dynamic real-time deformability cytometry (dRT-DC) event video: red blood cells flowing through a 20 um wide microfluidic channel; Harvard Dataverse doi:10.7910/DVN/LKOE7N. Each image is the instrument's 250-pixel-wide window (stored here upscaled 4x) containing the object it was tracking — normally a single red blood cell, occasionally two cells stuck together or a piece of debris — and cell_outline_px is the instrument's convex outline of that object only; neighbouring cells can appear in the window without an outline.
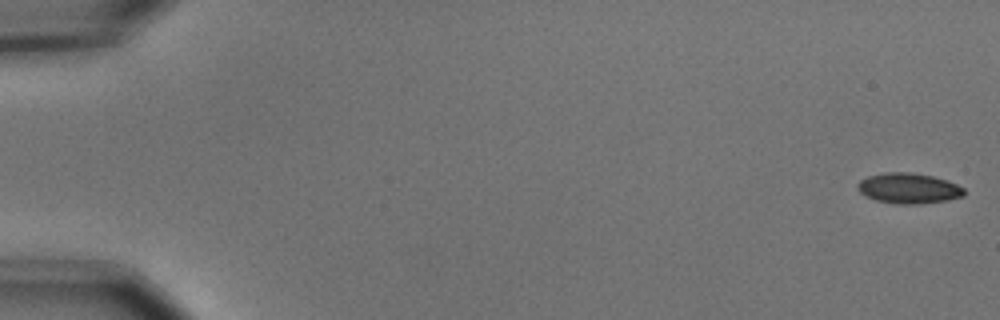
{"species": "common noctule bat (a hibernating species)", "species_latin": "Nyctalus noctula", "temperature_condition": "cold", "stored_images_in_passage": 52, "camera_frame_rate_fps": 3000, "um_per_image_px": 0.085, "animal": {"sex": "male", "body_mass_g": 15.6}, "frame": {"image": 1, "passage_image": 1, "time_ms": 0.0, "image_size_px": [1000, 320], "cell_outline_px": [[964, 196], [948, 200], [920, 204], [896, 204], [876, 200], [860, 192], [856, 188], [856, 184], [860, 180], [868, 176], [884, 172], [912, 172], [932, 176], [948, 180], [964, 188]], "centroid_in_image_um": [77.23, 16.0], "position_along_channel_um": 7.8, "area_um2": 19.02}}
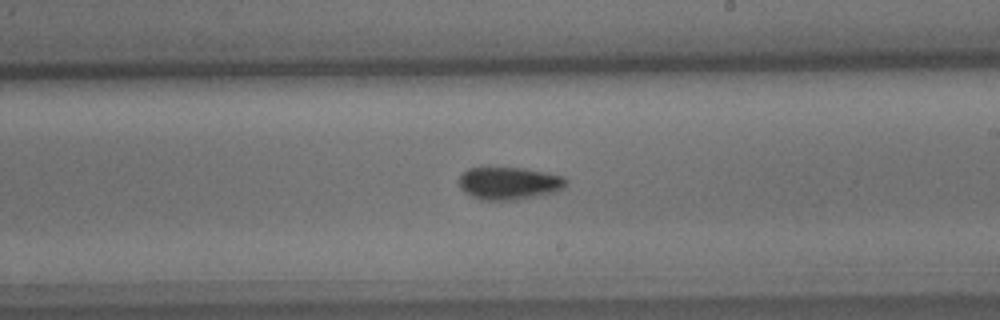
{"frame": {"image": 2, "passage_image": 33, "time_ms": 10.667, "image_size_px": [1000, 320], "cell_outline_px": [[568, 180], [564, 188], [556, 192], [516, 200], [480, 200], [464, 192], [460, 188], [460, 176], [468, 168], [520, 168], [544, 172], [564, 176]], "centroid_in_image_um": [43.29, 15.59], "position_along_channel_um": 245.7, "area_um2": 20.29}}
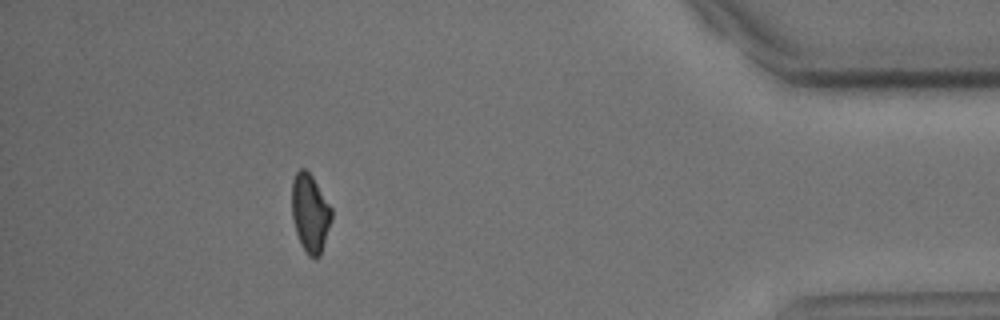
{"frame": {"image": 3, "passage_image": 50, "time_ms": 16.333, "image_size_px": [1000, 320], "cell_outline_px": [[332, 220], [320, 256], [316, 260], [308, 256], [300, 244], [292, 220], [292, 180], [296, 172], [300, 168], [304, 168], [312, 176], [332, 208]], "centroid_in_image_um": [26.36, 18.15], "position_along_channel_um": 408.8, "area_um2": 18.32}, "authors_computed_cell_mechanics": {"area_um2": 19.4208, "velocity_mm_per_s": 3.6947, "shape_relaxation_time_tau1_ms": 3.3533, "shape_relaxation_time_tau2_ms": null, "deformation_change_tau1": 0.0831, "deformation_change_tau2": null}}